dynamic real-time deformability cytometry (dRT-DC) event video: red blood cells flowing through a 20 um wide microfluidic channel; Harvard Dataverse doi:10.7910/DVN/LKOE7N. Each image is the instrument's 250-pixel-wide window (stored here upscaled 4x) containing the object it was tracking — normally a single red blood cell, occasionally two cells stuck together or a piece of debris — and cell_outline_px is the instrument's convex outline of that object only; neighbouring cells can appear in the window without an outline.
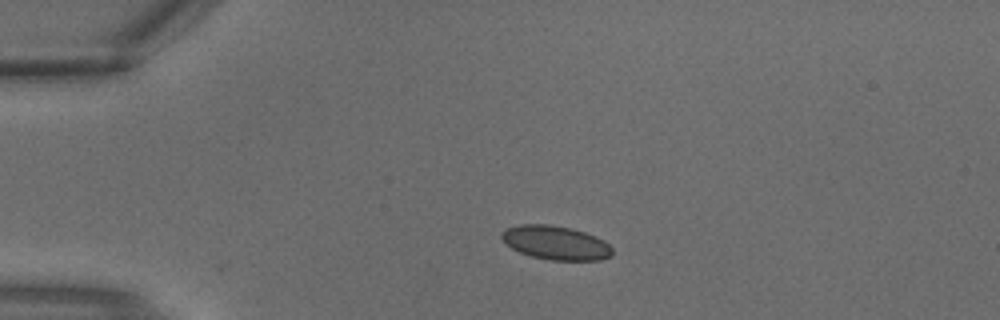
{"species": "common noctule bat (a hibernating species)", "species_latin": "Nyctalus noctula", "temperature_condition": "warm", "stored_images_in_passage": 2, "camera_frame_rate_fps": 3000, "um_per_image_px": 0.085, "animal": {"sex": "male", "body_mass_g": 18.8}, "frame": {"image": 1, "passage_image": 1, "time_ms": 0.0, "image_size_px": [1000, 320], "cell_outline_px": [[612, 256], [600, 260], [552, 260], [532, 256], [520, 252], [512, 248], [500, 236], [504, 228], [520, 224], [548, 224], [572, 228], [584, 232], [604, 240], [612, 248]], "centroid_in_image_um": [47.24, 20.62], "position_along_channel_um": 37.8, "area_um2": 21.79}}